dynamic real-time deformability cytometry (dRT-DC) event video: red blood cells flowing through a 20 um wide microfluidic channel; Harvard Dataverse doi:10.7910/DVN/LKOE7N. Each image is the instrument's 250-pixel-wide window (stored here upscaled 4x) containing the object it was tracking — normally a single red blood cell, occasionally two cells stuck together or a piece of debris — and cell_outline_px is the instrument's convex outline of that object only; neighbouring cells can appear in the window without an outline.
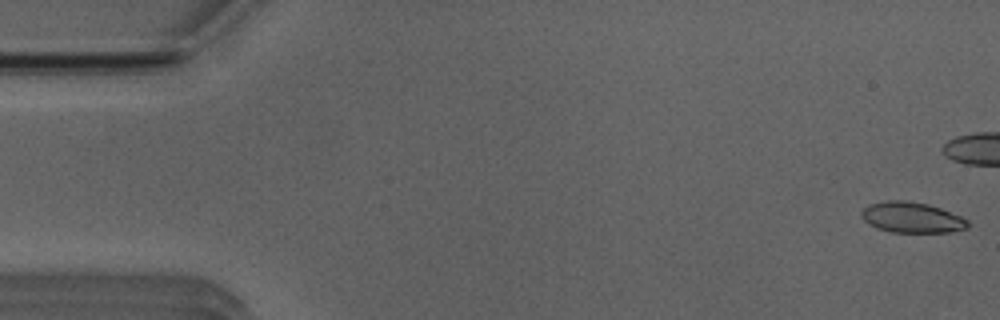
{"species": "Egyptian fruit bat (a non-hibernating species)", "species_latin": "Rousettus aegyptiacus", "temperature_condition": "room temperature", "stored_images_in_passage": 21, "camera_frame_rate_fps": 3000, "um_per_image_px": 0.085, "animal": {"sex": "male"}, "frame": {"image": 1, "passage_image": 1, "time_ms": 0.0, "image_size_px": [1000, 320], "cell_outline_px": [[968, 228], [952, 232], [892, 232], [876, 228], [868, 224], [860, 216], [860, 212], [868, 204], [888, 200], [904, 200], [928, 204], [940, 208], [960, 216], [968, 220]], "centroid_in_image_um": [77.47, 18.48], "position_along_channel_um": 7.5, "area_um2": 19.07}}
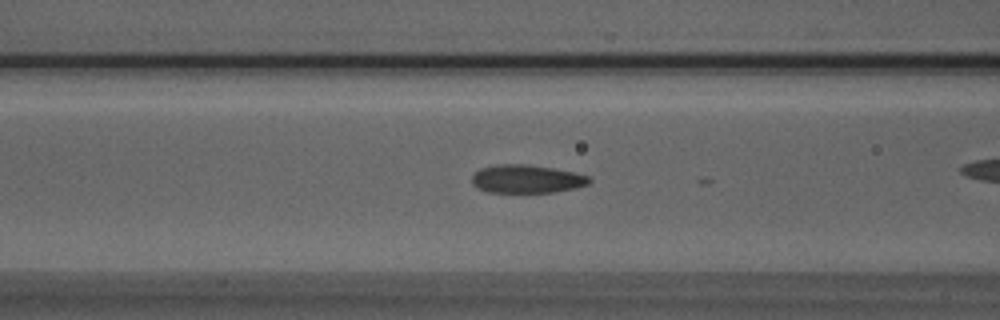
{"frame": {"image": 2, "passage_image": 20, "time_ms": 6.333, "image_size_px": [1000, 320], "cell_outline_px": [[592, 180], [588, 184], [576, 188], [556, 192], [488, 192], [476, 188], [472, 184], [472, 176], [480, 168], [496, 164], [528, 164], [552, 168], [572, 172], [588, 176]], "centroid_in_image_um": [44.74, 15.21], "position_along_channel_um": 121.9, "area_um2": 19.36}}